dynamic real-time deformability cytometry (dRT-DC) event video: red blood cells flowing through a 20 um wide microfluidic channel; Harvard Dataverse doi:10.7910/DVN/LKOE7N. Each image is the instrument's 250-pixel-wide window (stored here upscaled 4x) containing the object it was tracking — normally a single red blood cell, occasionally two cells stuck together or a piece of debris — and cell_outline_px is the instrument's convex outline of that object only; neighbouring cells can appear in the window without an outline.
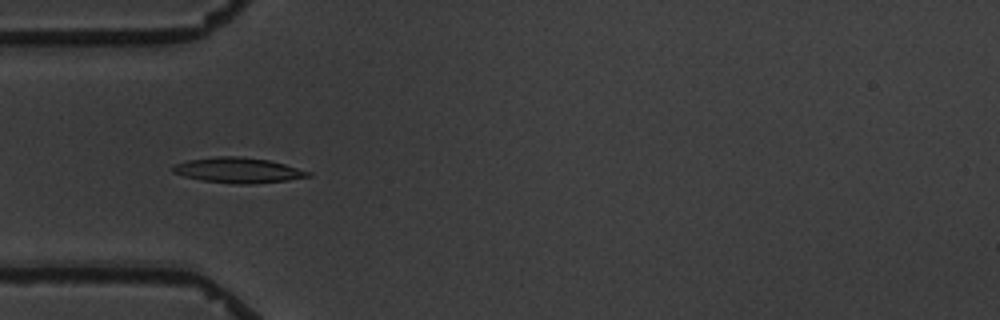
{"species": "common noctule bat (a hibernating species)", "species_latin": "Nyctalus noctula", "temperature_condition": "warm", "stored_images_in_passage": 10, "camera_frame_rate_fps": 3000, "um_per_image_px": 0.085, "animal": {"sex": "male", "body_mass_g": 19.5, "forearm_length_mm": 54.6}, "frame": {"image": 1, "passage_image": 5, "time_ms": 4.667, "image_size_px": [1000, 320], "cell_outline_px": [[312, 176], [288, 180], [248, 184], [232, 184], [200, 180], [184, 176], [172, 172], [172, 168], [176, 164], [188, 160], [216, 156], [240, 156], [268, 160], [284, 164], [312, 172]], "centroid_in_image_um": [20.24, 14.47], "position_along_channel_um": 64.8, "area_um2": 19.94}}
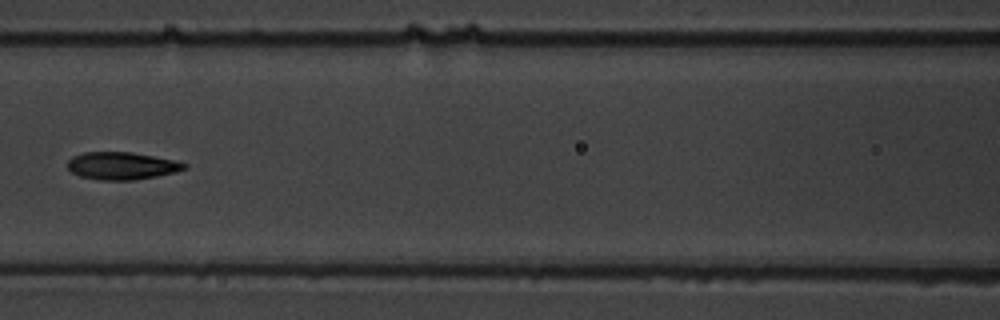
{"frame": {"image": 2, "passage_image": 7, "time_ms": 7.333, "image_size_px": [1000, 320], "cell_outline_px": [[188, 168], [176, 172], [156, 176], [132, 180], [100, 180], [80, 176], [72, 172], [68, 168], [68, 160], [72, 156], [84, 152], [132, 152], [172, 160], [188, 164]], "centroid_in_image_um": [10.34, 14.09], "position_along_channel_um": 156.3, "area_um2": 18.61}}
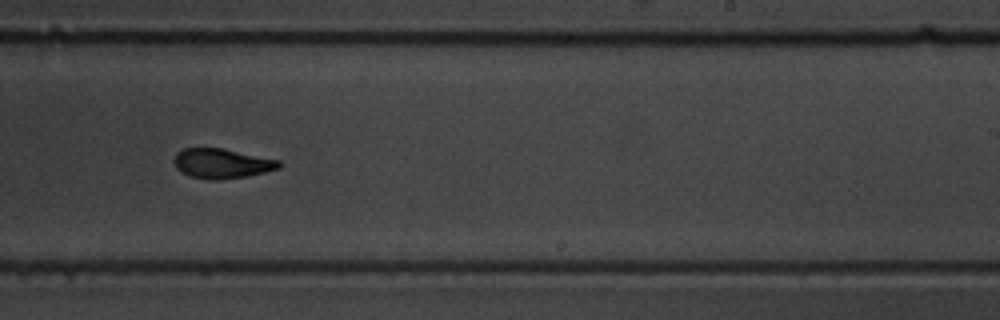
{"frame": {"image": 3, "passage_image": 10, "time_ms": 10.667, "image_size_px": [1000, 320], "cell_outline_px": [[280, 168], [248, 176], [216, 180], [208, 180], [192, 176], [180, 172], [176, 168], [172, 160], [176, 152], [184, 148], [220, 148], [280, 160]], "centroid_in_image_um": [18.81, 13.9], "position_along_channel_um": 270.2, "area_um2": 18.21}}